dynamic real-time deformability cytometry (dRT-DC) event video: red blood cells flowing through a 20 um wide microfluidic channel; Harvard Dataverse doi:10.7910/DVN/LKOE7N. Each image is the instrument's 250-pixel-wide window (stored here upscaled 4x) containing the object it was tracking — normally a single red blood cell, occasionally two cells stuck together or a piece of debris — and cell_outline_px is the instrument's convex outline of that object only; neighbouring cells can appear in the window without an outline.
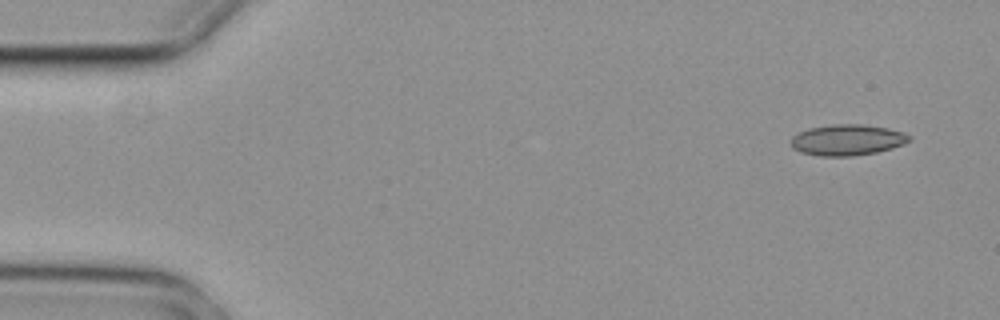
{"species": "common noctule bat (a hibernating species)", "species_latin": "Nyctalus noctula", "temperature_condition": "cold", "stored_images_in_passage": 5, "segment_of_instrument_passage": [2, 2], "camera_frame_rate_fps": 3000, "um_per_image_px": 0.085, "animal": {"sex": "female", "body_mass_g": 29.2, "forearm_length_mm": 56.3}, "frame": {"image": 1, "passage_image": 5, "time_ms": 1.333, "image_size_px": [1000, 320], "cell_outline_px": [[912, 140], [904, 144], [892, 148], [876, 152], [852, 156], [820, 156], [800, 152], [792, 148], [792, 136], [800, 132], [812, 128], [836, 124], [864, 124], [888, 128], [904, 132], [912, 136]], "centroid_in_image_um": [72.07, 11.9], "position_along_channel_um": 12.9, "area_um2": 21.33}}